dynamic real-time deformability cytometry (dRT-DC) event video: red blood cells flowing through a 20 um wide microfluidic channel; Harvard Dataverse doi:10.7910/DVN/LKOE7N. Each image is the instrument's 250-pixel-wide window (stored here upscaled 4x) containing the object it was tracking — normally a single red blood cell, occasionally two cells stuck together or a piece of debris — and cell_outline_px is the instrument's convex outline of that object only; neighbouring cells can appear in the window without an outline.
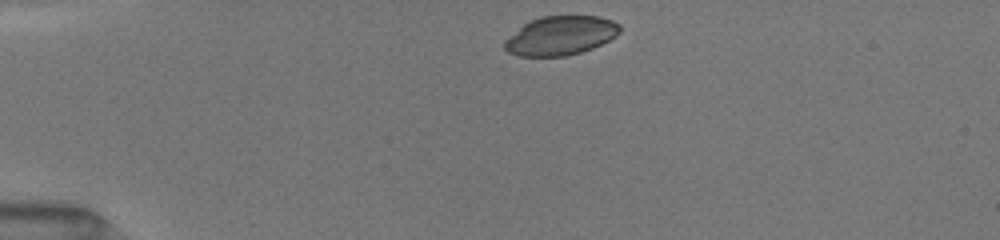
{"species": "common noctule bat (a hibernating species)", "species_latin": "Nyctalus noctula", "temperature_condition": "room temperature", "stored_images_in_passage": 27, "camera_frame_rate_fps": 3000, "um_per_image_px": 0.085, "animal": {"sex": "female", "body_mass_g": 19.5, "forearm_length_mm": 54.1}, "frame": {"image": 1, "passage_image": 1, "time_ms": 0.0, "image_size_px": [1000, 240], "cell_outline_px": [[620, 32], [616, 36], [592, 48], [580, 52], [564, 56], [520, 56], [508, 52], [504, 48], [504, 40], [528, 20], [540, 16], [600, 16], [612, 20], [620, 24]], "centroid_in_image_um": [47.63, 3.01], "position_along_channel_um": 37.4, "area_um2": 26.24}}
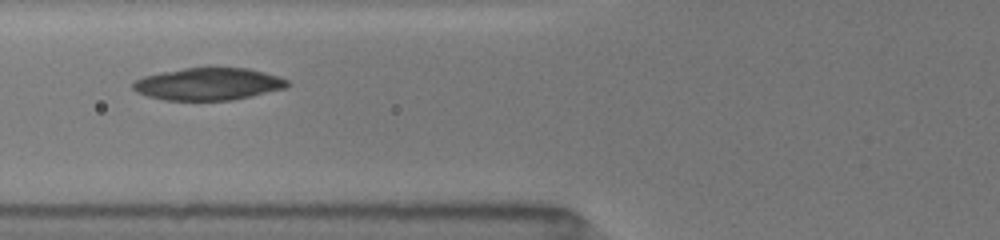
{"frame": {"image": 2, "passage_image": 15, "time_ms": 3.0, "image_size_px": [1000, 240], "cell_outline_px": [[288, 88], [252, 96], [232, 100], [164, 100], [148, 96], [136, 92], [132, 88], [132, 84], [136, 80], [144, 76], [160, 72], [208, 64], [248, 68], [280, 76], [288, 80]], "centroid_in_image_um": [17.74, 7.1], "position_along_channel_um": 108.1, "area_um2": 30.06}}
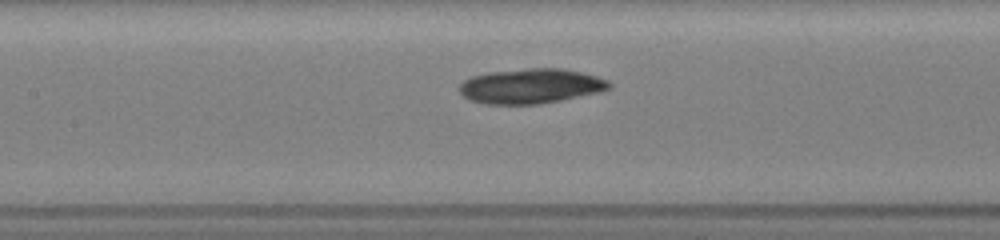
{"frame": {"image": 3, "passage_image": 22, "time_ms": 4.333, "image_size_px": [1000, 240], "cell_outline_px": [[612, 88], [600, 92], [540, 104], [484, 104], [472, 100], [464, 96], [460, 92], [460, 84], [464, 80], [472, 76], [488, 72], [528, 68], [560, 68], [580, 72], [596, 76], [608, 80], [612, 84]], "centroid_in_image_um": [45.14, 7.31], "position_along_channel_um": 162.3, "area_um2": 30.4}}